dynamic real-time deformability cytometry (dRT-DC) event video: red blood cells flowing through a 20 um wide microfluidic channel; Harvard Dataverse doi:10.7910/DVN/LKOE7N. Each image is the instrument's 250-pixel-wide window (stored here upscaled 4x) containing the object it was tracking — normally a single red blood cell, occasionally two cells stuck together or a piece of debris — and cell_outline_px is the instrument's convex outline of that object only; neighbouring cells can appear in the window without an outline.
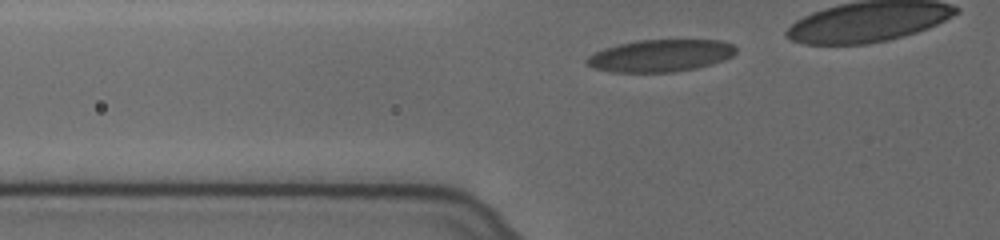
{"species": "human", "species_latin": "Homo sapiens", "temperature_condition": "cold", "stored_images_in_passage": 29, "camera_frame_rate_fps": 3000, "um_per_image_px": 0.085, "donor": {"sex": "female"}, "frame": {"image": 1, "passage_image": 2, "time_ms": 0.333, "image_size_px": [1000, 240], "cell_outline_px": [[736, 52], [732, 56], [724, 60], [712, 64], [696, 68], [676, 72], [612, 72], [592, 68], [584, 60], [588, 56], [604, 48], [620, 44], [640, 40], [720, 40], [732, 44], [736, 48]], "centroid_in_image_um": [56.14, 4.74], "position_along_channel_um": 69.7, "area_um2": 27.98}}
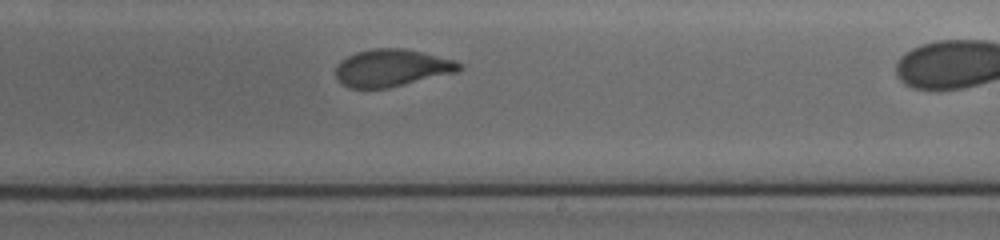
{"frame": {"image": 2, "passage_image": 18, "time_ms": 5.667, "image_size_px": [1000, 240], "cell_outline_px": [[464, 68], [456, 72], [388, 88], [348, 88], [336, 76], [336, 64], [340, 60], [356, 52], [372, 48], [404, 48], [456, 60]], "centroid_in_image_um": [33.3, 5.76], "position_along_channel_um": 255.7, "area_um2": 26.76}}
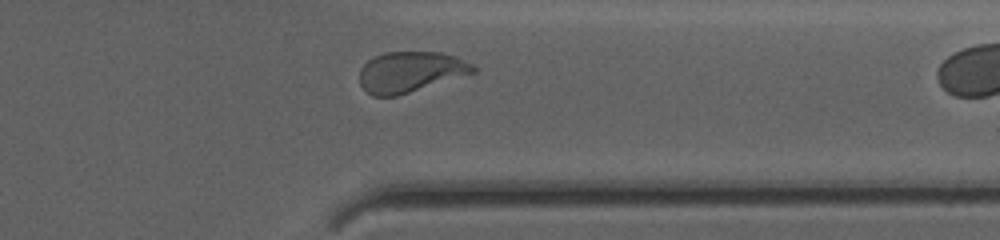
{"frame": {"image": 3, "passage_image": 28, "time_ms": 9.0, "image_size_px": [1000, 240], "cell_outline_px": [[476, 72], [396, 96], [372, 96], [360, 84], [360, 68], [372, 56], [384, 52], [440, 52], [456, 56], [472, 64], [476, 68]], "centroid_in_image_um": [34.86, 6.1], "position_along_channel_um": 376.5, "area_um2": 26.82}}